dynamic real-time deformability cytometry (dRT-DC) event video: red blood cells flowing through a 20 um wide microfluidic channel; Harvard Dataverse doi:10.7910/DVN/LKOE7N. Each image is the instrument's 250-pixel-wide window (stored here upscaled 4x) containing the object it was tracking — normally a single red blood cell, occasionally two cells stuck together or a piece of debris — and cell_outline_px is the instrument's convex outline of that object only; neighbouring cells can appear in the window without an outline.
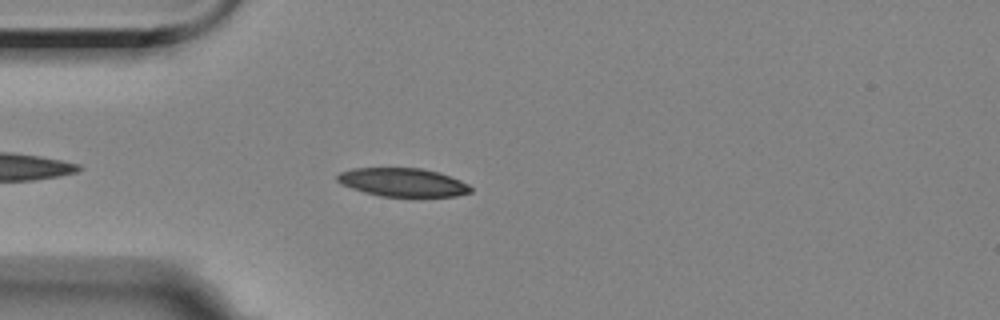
{"species": "Egyptian fruit bat (a non-hibernating species)", "species_latin": "Rousettus aegyptiacus", "temperature_condition": "room temperature", "stored_images_in_passage": 40, "camera_frame_rate_fps": 3000, "um_per_image_px": 0.085, "animal": {"sex": "female"}, "frame": {"image": 1, "passage_image": 5, "time_ms": 1.333, "image_size_px": [1000, 320], "cell_outline_px": [[472, 192], [456, 196], [380, 196], [364, 192], [340, 184], [336, 180], [336, 176], [340, 172], [352, 168], [424, 168], [440, 172], [460, 180], [468, 184], [472, 188]], "centroid_in_image_um": [34.23, 15.49], "position_along_channel_um": 50.8, "area_um2": 22.2}}
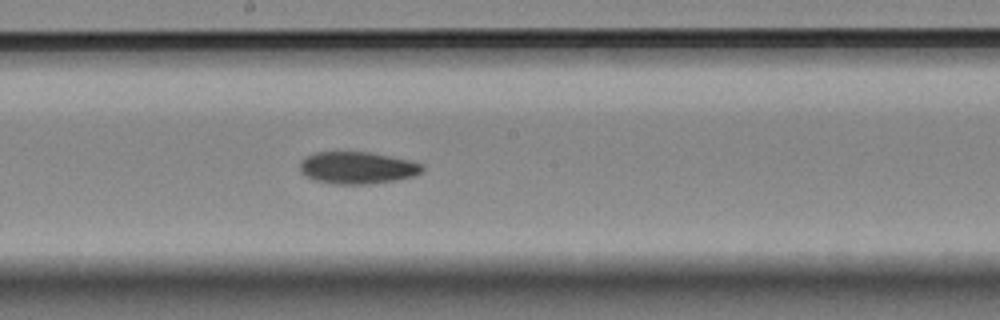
{"frame": {"image": 2, "passage_image": 20, "time_ms": 6.333, "image_size_px": [1000, 320], "cell_outline_px": [[424, 168], [420, 172], [412, 176], [392, 180], [368, 184], [332, 184], [312, 180], [300, 172], [300, 164], [308, 156], [316, 152], [368, 152], [408, 160], [420, 164]], "centroid_in_image_um": [30.31, 14.27], "position_along_channel_um": 217.9, "area_um2": 22.48}}
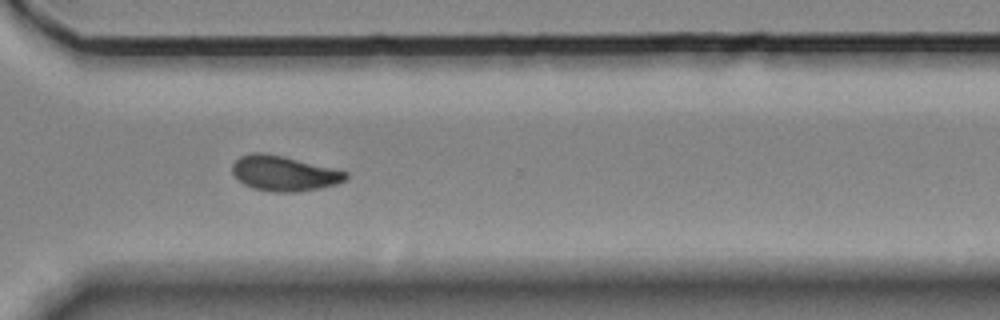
{"frame": {"image": 3, "passage_image": 31, "time_ms": 10.0, "image_size_px": [1000, 320], "cell_outline_px": [[348, 176], [344, 180], [336, 184], [320, 188], [296, 192], [272, 192], [252, 188], [236, 180], [232, 172], [232, 164], [240, 156], [252, 152], [260, 152], [280, 156], [348, 172]], "centroid_in_image_um": [24.08, 14.75], "position_along_channel_um": 346.5, "area_um2": 23.0}, "authors_computed_cell_mechanics": {"area_um2": 22.7154, "velocity_mm_per_s": 3.5088, "shape_relaxation_time_tau1_ms": 8.5934, "shape_relaxation_time_tau2_ms": 8.1704, "deformation_change_tau1": 0.1711, "deformation_change_tau2": 0.1372}}